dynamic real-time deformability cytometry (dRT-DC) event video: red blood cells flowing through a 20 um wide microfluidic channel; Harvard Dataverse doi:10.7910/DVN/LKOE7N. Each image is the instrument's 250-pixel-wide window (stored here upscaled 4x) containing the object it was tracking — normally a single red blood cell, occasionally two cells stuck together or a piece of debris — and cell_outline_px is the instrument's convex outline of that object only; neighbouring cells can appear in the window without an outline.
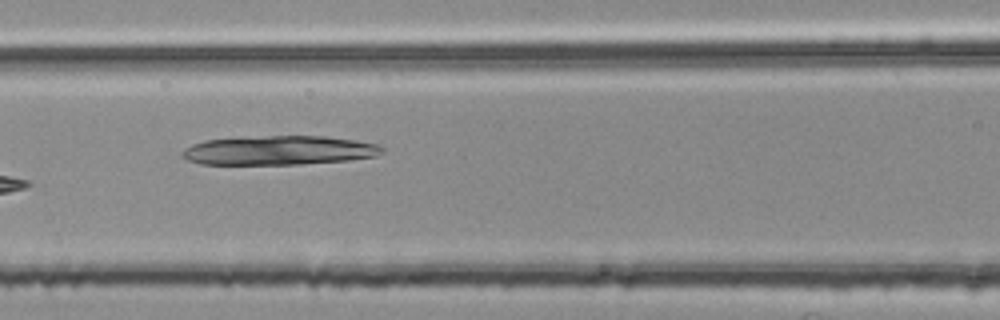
{"species": "common noctule bat (a hibernating species)", "species_latin": "Nyctalus noctula", "temperature_condition": "room temperature", "stored_images_in_passage": 7, "camera_frame_rate_fps": 3000, "um_per_image_px": 0.085, "animal": {"sex": "female", "body_mass_g": 25.1}, "frame": {"image": 1, "passage_image": 7, "time_ms": 2.0, "image_size_px": [1000, 320], "cell_outline_px": [[388, 148], [384, 152], [376, 156], [348, 160], [300, 164], [200, 164], [188, 160], [180, 152], [184, 148], [192, 144], [204, 140], [264, 136], [324, 136], [356, 140], [380, 144]], "centroid_in_image_um": [23.78, 12.78], "position_along_channel_um": 142.8, "area_um2": 34.1}}